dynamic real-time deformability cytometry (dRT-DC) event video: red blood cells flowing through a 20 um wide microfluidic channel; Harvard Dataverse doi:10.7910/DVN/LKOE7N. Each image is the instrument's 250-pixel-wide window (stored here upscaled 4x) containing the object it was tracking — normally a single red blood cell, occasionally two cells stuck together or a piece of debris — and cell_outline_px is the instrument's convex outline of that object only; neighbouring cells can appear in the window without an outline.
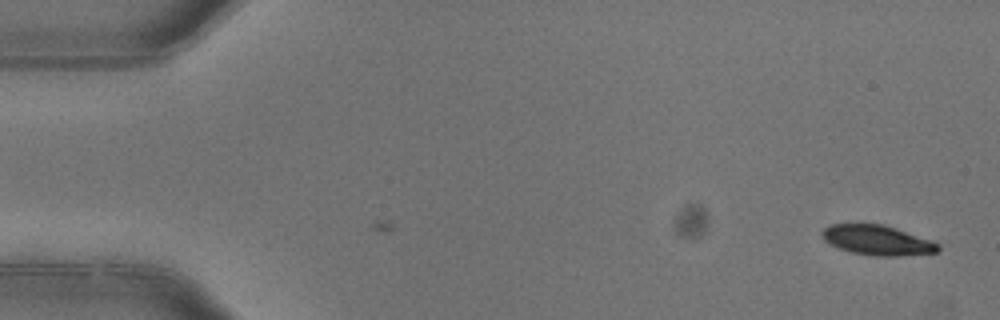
{"species": "common noctule bat (a hibernating species)", "species_latin": "Nyctalus noctula", "temperature_condition": "warm", "stored_images_in_passage": 2, "camera_frame_rate_fps": 3000, "um_per_image_px": 0.085, "animal": {"sex": "female"}, "frame": {"image": 1, "passage_image": 2, "time_ms": 0.333, "image_size_px": [1000, 320], "cell_outline_px": [[940, 248], [936, 252], [900, 256], [872, 256], [852, 252], [840, 248], [824, 240], [820, 232], [824, 228], [832, 224], [884, 224], [932, 240], [940, 244]], "centroid_in_image_um": [74.59, 20.41], "position_along_channel_um": 10.4, "area_um2": 20.17}}